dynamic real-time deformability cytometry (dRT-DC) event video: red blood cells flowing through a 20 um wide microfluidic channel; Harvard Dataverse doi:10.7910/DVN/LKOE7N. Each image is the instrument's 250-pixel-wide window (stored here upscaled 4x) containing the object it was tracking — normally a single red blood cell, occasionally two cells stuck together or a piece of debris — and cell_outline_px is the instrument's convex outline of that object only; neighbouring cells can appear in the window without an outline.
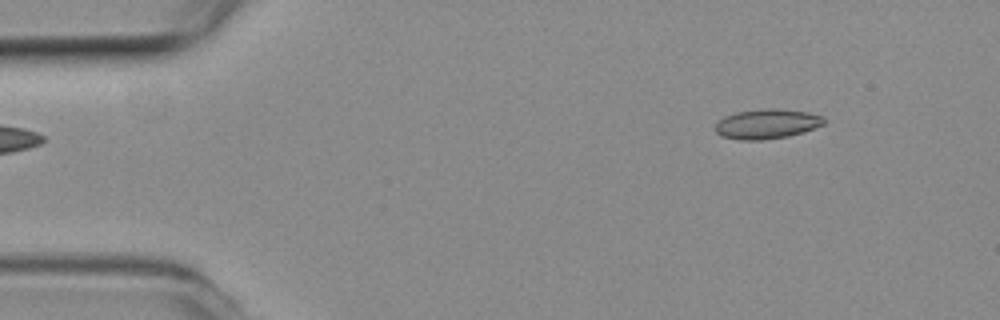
{"species": "common noctule bat (a hibernating species)", "species_latin": "Nyctalus noctula", "temperature_condition": "room temperature", "stored_images_in_passage": 8, "camera_frame_rate_fps": 3000, "um_per_image_px": 0.085, "animal": {"sex": "female", "body_mass_g": 19.3, "forearm_length_mm": 54.1}, "frame": {"image": 1, "passage_image": 1, "time_ms": 0.0, "image_size_px": [1000, 320], "cell_outline_px": [[828, 120], [824, 124], [804, 132], [788, 136], [764, 140], [740, 140], [720, 136], [716, 132], [716, 124], [724, 116], [736, 112], [776, 108], [808, 112], [824, 116]], "centroid_in_image_um": [65.23, 10.54], "position_along_channel_um": 19.8, "area_um2": 18.9}}
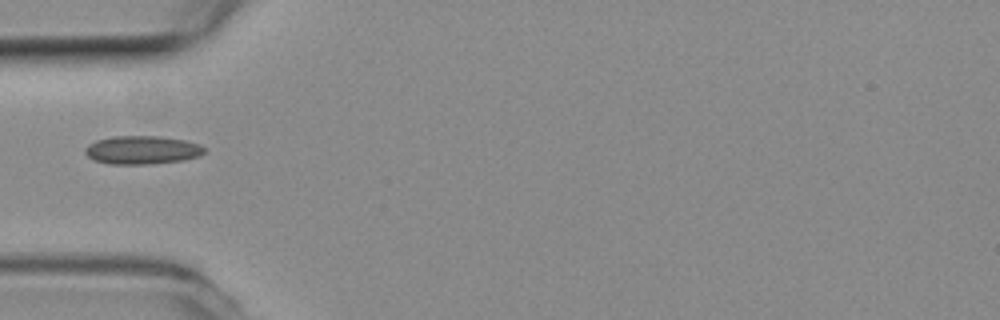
{"frame": {"image": 2, "passage_image": 4, "time_ms": 1.0, "image_size_px": [1000, 320], "cell_outline_px": [[204, 152], [200, 156], [184, 160], [152, 164], [108, 164], [92, 160], [84, 152], [84, 148], [88, 144], [96, 140], [112, 136], [160, 136], [184, 140], [200, 144], [204, 148]], "centroid_in_image_um": [12.05, 12.75], "position_along_channel_um": 72.9, "area_um2": 19.94}}
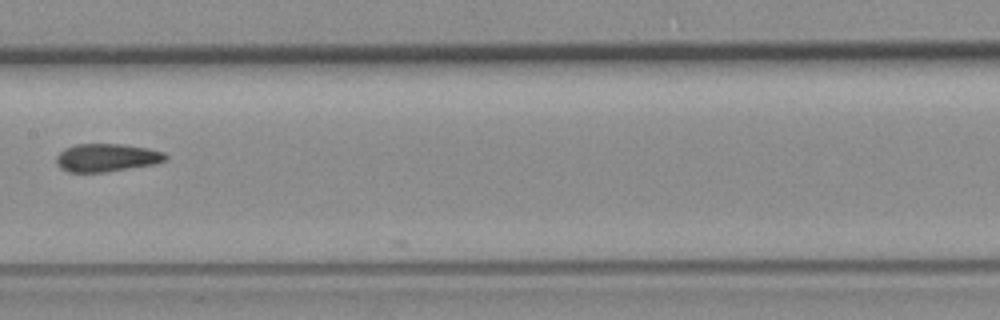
{"frame": {"image": 3, "passage_image": 7, "time_ms": 2.0, "image_size_px": [1000, 320], "cell_outline_px": [[168, 156], [164, 160], [156, 164], [104, 172], [68, 172], [60, 168], [56, 164], [56, 156], [64, 148], [76, 144], [120, 144], [148, 148], [164, 152]], "centroid_in_image_um": [9.04, 13.4], "position_along_channel_um": 198.4, "area_um2": 17.86}}